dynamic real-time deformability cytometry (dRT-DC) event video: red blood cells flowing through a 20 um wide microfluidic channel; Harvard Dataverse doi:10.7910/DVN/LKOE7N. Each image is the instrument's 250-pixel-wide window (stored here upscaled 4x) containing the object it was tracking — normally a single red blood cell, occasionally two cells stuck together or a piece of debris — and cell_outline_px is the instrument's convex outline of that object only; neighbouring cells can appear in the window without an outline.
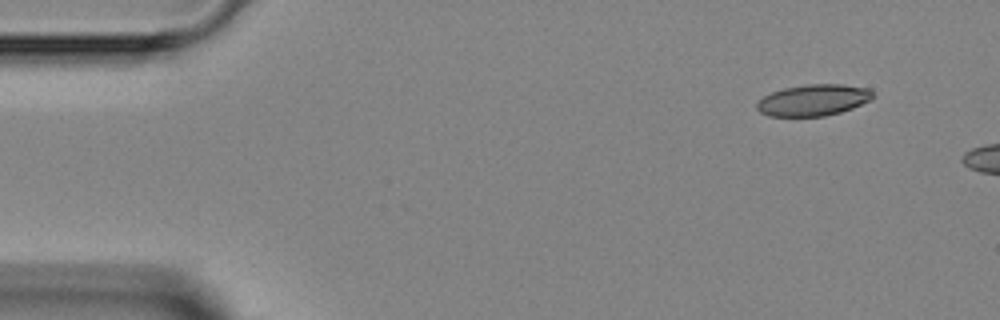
{"species": "Egyptian fruit bat (a non-hibernating species)", "species_latin": "Rousettus aegyptiacus", "temperature_condition": "room temperature", "stored_images_in_passage": 3, "camera_frame_rate_fps": 3000, "um_per_image_px": 0.085, "animal": {"sex": "female"}, "frame": {"image": 1, "passage_image": 1, "time_ms": 0.0, "image_size_px": [1000, 320], "cell_outline_px": [[876, 96], [872, 100], [852, 108], [840, 112], [824, 116], [768, 116], [760, 112], [756, 108], [756, 104], [764, 96], [772, 92], [784, 88], [808, 84], [840, 84], [872, 88]], "centroid_in_image_um": [69.19, 8.5], "position_along_channel_um": 15.8, "area_um2": 21.39}}